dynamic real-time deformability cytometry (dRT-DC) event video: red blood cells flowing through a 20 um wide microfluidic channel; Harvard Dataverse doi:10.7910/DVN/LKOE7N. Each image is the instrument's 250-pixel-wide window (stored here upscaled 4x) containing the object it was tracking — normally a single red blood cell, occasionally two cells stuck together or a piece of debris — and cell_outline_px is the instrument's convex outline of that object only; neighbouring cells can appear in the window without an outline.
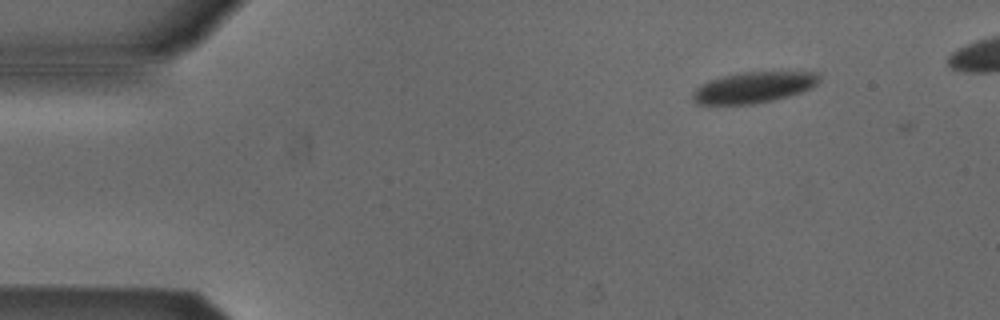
{"species": "Egyptian fruit bat (a non-hibernating species)", "species_latin": "Rousettus aegyptiacus", "temperature_condition": "cold", "stored_images_in_passage": 3, "camera_frame_rate_fps": 3000, "um_per_image_px": 0.085, "animal": {"sex": "male"}, "frame": {"image": 1, "passage_image": 2, "time_ms": 0.333, "image_size_px": [1000, 320], "cell_outline_px": [[820, 80], [812, 88], [788, 96], [772, 100], [752, 104], [696, 104], [692, 100], [692, 92], [700, 84], [708, 80], [740, 72], [820, 72]], "centroid_in_image_um": [64.04, 7.42], "position_along_channel_um": 21.0, "area_um2": 22.89}}